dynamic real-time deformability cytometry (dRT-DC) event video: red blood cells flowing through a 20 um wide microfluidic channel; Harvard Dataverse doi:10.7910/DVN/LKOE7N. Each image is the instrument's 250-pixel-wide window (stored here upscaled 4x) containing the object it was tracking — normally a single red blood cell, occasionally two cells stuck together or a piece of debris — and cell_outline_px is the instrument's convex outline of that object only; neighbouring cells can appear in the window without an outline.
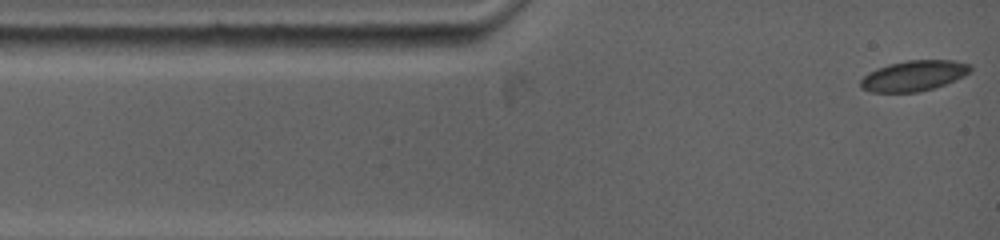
{"species": "common noctule bat (a hibernating species)", "species_latin": "Nyctalus noctula", "temperature_condition": "warm", "stored_images_in_passage": 5, "camera_frame_rate_fps": 5000, "um_per_image_px": 0.085, "animal": {"sex": "female", "body_mass_g": 19.0, "forearm_length_mm": 53.3}, "frame": {"image": 1, "passage_image": 1, "time_ms": 0.0, "image_size_px": [1000, 240], "cell_outline_px": [[972, 68], [964, 76], [944, 84], [932, 88], [916, 92], [872, 92], [860, 88], [860, 80], [868, 72], [876, 68], [888, 64], [908, 60], [952, 60], [968, 64]], "centroid_in_image_um": [77.62, 6.43], "position_along_channel_um": 7.4, "area_um2": 19.36}}
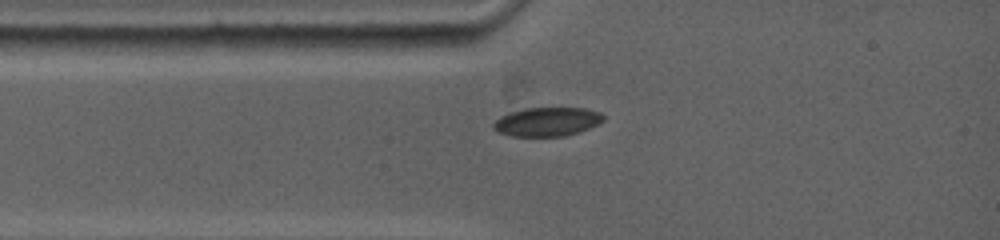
{"frame": {"image": 2, "passage_image": 3, "time_ms": 2.0, "image_size_px": [1000, 240], "cell_outline_px": [[604, 120], [588, 128], [564, 136], [512, 136], [500, 132], [492, 128], [492, 124], [500, 116], [512, 112], [528, 108], [584, 108], [600, 112], [604, 116]], "centroid_in_image_um": [46.49, 10.34], "position_along_channel_um": 38.5, "area_um2": 18.21}}
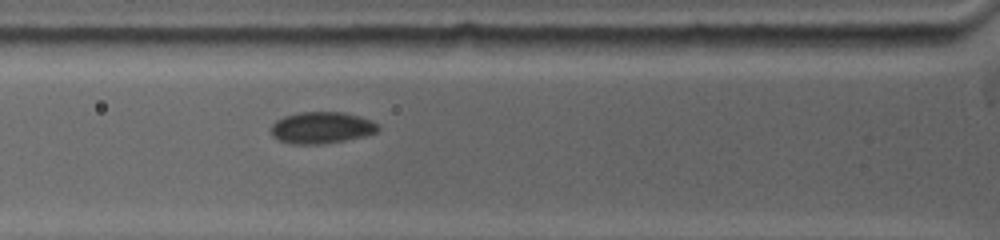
{"frame": {"image": 3, "passage_image": 5, "time_ms": 3.6, "image_size_px": [1000, 240], "cell_outline_px": [[380, 128], [376, 132], [364, 136], [324, 144], [292, 144], [280, 140], [272, 136], [272, 124], [276, 120], [284, 116], [300, 112], [344, 112], [360, 116], [372, 120], [380, 124]], "centroid_in_image_um": [27.36, 10.85], "position_along_channel_um": 98.4, "area_um2": 19.83}}